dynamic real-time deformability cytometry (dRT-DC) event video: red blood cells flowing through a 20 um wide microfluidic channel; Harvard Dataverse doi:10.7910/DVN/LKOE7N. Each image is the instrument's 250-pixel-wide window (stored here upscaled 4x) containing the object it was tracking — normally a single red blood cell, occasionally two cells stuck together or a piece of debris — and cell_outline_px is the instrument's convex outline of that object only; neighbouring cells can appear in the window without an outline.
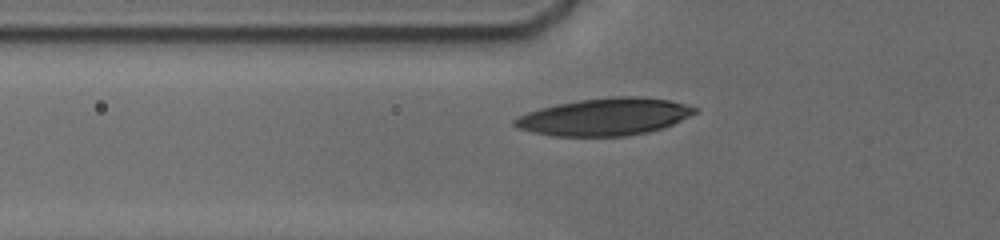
{"species": "human", "species_latin": "Homo sapiens", "temperature_condition": "cold", "stored_images_in_passage": 7, "camera_frame_rate_fps": 3000, "um_per_image_px": 0.085, "donor": {"sex": "male"}, "frame": {"image": 1, "passage_image": 6, "time_ms": 3.667, "image_size_px": [1000, 240], "cell_outline_px": [[696, 112], [672, 124], [648, 132], [624, 136], [552, 136], [532, 132], [516, 128], [512, 124], [512, 120], [516, 116], [540, 108], [556, 104], [580, 100], [612, 96], [644, 96], [668, 100], [684, 104], [696, 108]], "centroid_in_image_um": [51.32, 9.93], "position_along_channel_um": 74.5, "area_um2": 39.07}}